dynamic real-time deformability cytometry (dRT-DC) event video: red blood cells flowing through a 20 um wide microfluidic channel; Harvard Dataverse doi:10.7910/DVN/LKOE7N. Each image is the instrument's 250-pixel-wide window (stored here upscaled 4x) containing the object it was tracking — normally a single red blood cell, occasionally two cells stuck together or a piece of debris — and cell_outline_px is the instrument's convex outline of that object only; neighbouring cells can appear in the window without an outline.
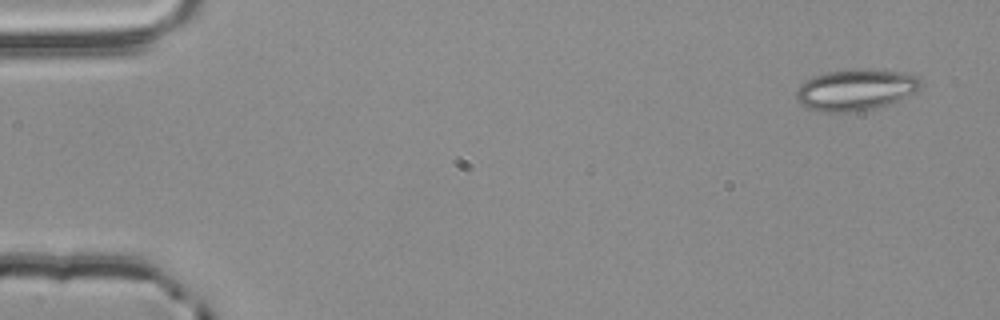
{"species": "common noctule bat (a hibernating species)", "species_latin": "Nyctalus noctula", "temperature_condition": "room temperature", "stored_images_in_passage": 3, "camera_frame_rate_fps": 3000, "um_per_image_px": 0.085, "animal": {"sex": "male", "body_mass_g": 20.4}, "frame": {"image": 1, "passage_image": 1, "time_ms": 0.0, "image_size_px": [1000, 320], "cell_outline_px": [[924, 84], [916, 92], [900, 100], [888, 104], [856, 112], [816, 112], [808, 108], [796, 100], [796, 92], [800, 84], [816, 76], [828, 72], [856, 68], [904, 72], [916, 76]], "centroid_in_image_um": [72.76, 7.64], "position_along_channel_um": 12.2, "area_um2": 30.06}}